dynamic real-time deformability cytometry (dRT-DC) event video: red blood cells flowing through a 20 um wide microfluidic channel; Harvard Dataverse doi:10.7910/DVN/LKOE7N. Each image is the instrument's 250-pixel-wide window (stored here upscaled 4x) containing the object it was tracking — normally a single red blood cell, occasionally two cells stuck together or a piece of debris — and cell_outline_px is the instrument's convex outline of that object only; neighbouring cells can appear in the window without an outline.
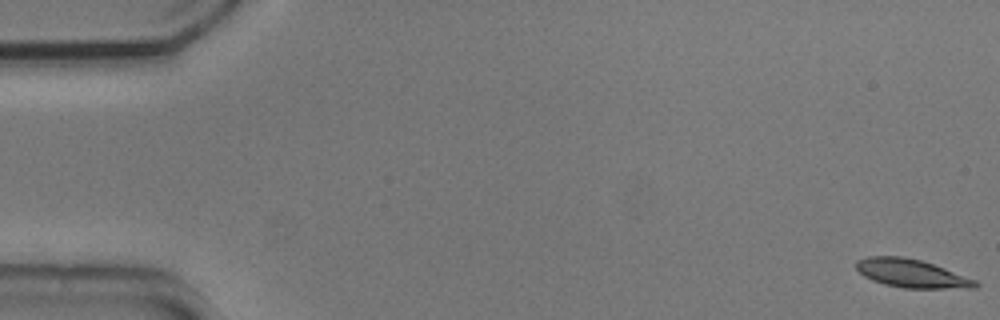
{"species": "common noctule bat (a hibernating species)", "species_latin": "Nyctalus noctula", "temperature_condition": "cold", "stored_images_in_passage": 54, "camera_frame_rate_fps": 3000, "um_per_image_px": 0.085, "animal": {"sex": "male", "body_mass_g": 20.5, "forearm_length_mm": 52.5}, "frame": {"image": 1, "passage_image": 1, "time_ms": 0.0, "image_size_px": [1000, 320], "cell_outline_px": [[980, 284], [976, 288], [904, 288], [884, 284], [872, 280], [864, 276], [856, 268], [856, 260], [868, 256], [900, 256], [920, 260], [944, 268], [976, 280]], "centroid_in_image_um": [77.47, 23.24], "position_along_channel_um": 7.5, "area_um2": 19.54}}
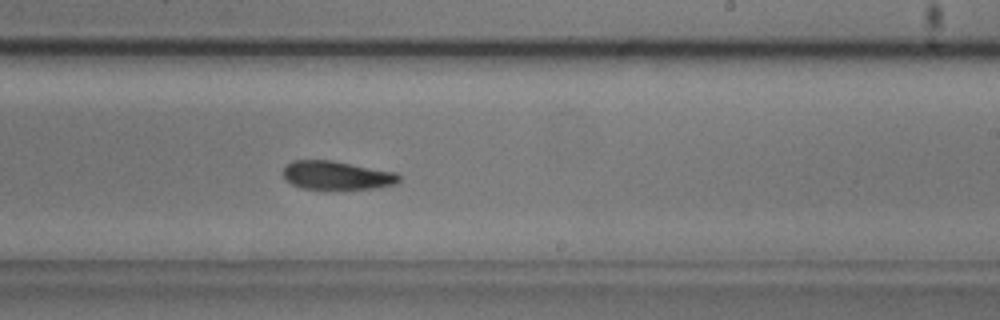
{"frame": {"image": 2, "passage_image": 33, "time_ms": 10.667, "image_size_px": [1000, 320], "cell_outline_px": [[400, 180], [396, 184], [376, 188], [304, 188], [292, 184], [284, 176], [284, 168], [292, 160], [332, 160], [396, 172], [400, 176]], "centroid_in_image_um": [28.66, 14.88], "position_along_channel_um": 260.3, "area_um2": 18.96}}
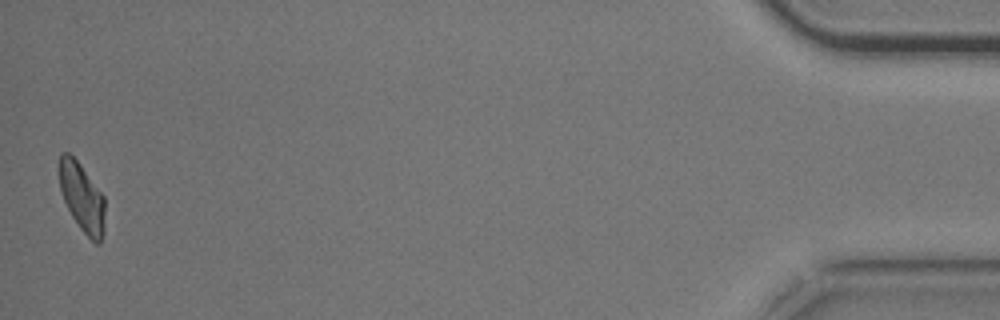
{"frame": {"image": 3, "passage_image": 54, "time_ms": 17.667, "image_size_px": [1000, 320], "cell_outline_px": [[104, 232], [100, 244], [96, 244], [80, 228], [72, 216], [64, 200], [60, 188], [60, 152], [68, 152], [80, 164], [104, 196]], "centroid_in_image_um": [6.99, 16.8], "position_along_channel_um": 428.2, "area_um2": 17.98}, "authors_computed_cell_mechanics": {"area_um2": 19.8254, "velocity_mm_per_s": 3.7123, "shape_relaxation_time_tau1_ms": 2.5107, "shape_relaxation_time_tau2_ms": null, "deformation_change_tau1": 0.1255, "deformation_change_tau2": null}}